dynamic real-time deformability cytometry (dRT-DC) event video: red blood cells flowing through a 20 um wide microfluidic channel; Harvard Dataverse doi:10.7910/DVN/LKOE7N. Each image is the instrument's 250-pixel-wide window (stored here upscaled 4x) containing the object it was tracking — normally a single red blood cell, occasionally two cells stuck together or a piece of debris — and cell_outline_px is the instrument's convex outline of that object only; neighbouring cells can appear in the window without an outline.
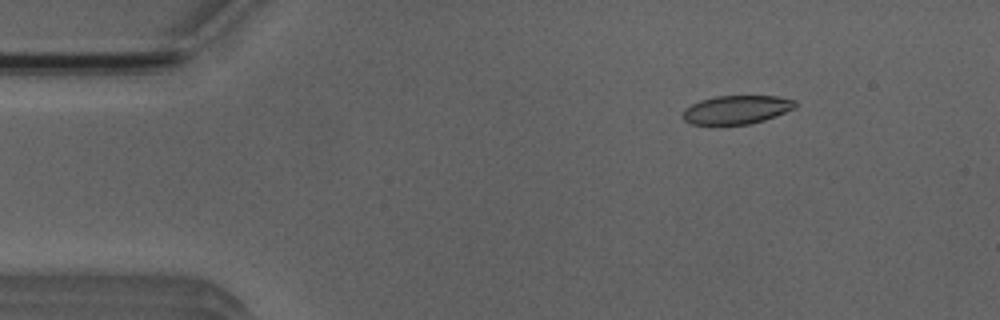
{"species": "Egyptian fruit bat (a non-hibernating species)", "species_latin": "Rousettus aegyptiacus", "temperature_condition": "room temperature", "stored_images_in_passage": 4, "camera_frame_rate_fps": 3000, "um_per_image_px": 0.085, "animal": {"sex": "male"}, "frame": {"image": 1, "passage_image": 2, "time_ms": 1.333, "image_size_px": [1000, 320], "cell_outline_px": [[796, 108], [764, 120], [748, 124], [688, 124], [680, 116], [684, 108], [700, 100], [716, 96], [776, 96], [796, 100]], "centroid_in_image_um": [62.58, 9.32], "position_along_channel_um": 22.4, "area_um2": 18.79}}